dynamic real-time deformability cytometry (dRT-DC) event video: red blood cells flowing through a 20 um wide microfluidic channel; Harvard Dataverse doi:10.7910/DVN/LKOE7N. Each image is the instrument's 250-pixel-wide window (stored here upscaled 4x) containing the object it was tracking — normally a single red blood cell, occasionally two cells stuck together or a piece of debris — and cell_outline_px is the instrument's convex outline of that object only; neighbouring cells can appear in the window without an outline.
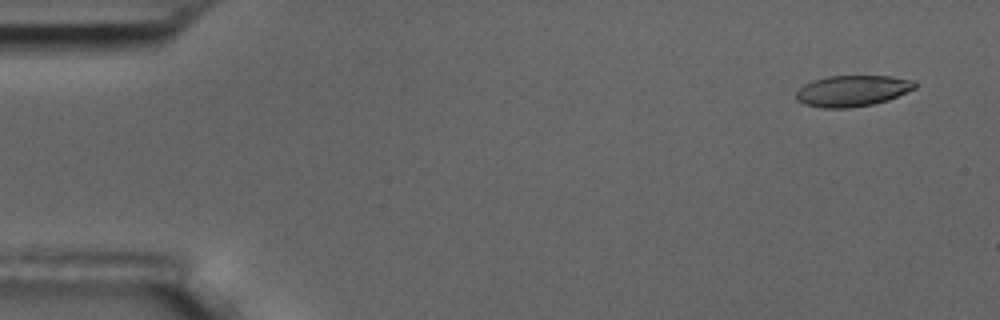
{"species": "common noctule bat (a hibernating species)", "species_latin": "Nyctalus noctula", "temperature_condition": "room temperature", "stored_images_in_passage": 6, "camera_frame_rate_fps": 3000, "um_per_image_px": 0.085, "animal": {"sex": "male", "body_mass_g": 17.5, "forearm_length_mm": 52.3}, "frame": {"image": 1, "passage_image": 1, "time_ms": 0.0, "image_size_px": [1000, 320], "cell_outline_px": [[916, 88], [888, 100], [872, 104], [848, 108], [824, 108], [804, 104], [796, 100], [796, 92], [804, 84], [812, 80], [828, 76], [892, 76], [916, 80]], "centroid_in_image_um": [72.46, 7.71], "position_along_channel_um": 12.5, "area_um2": 21.62}}
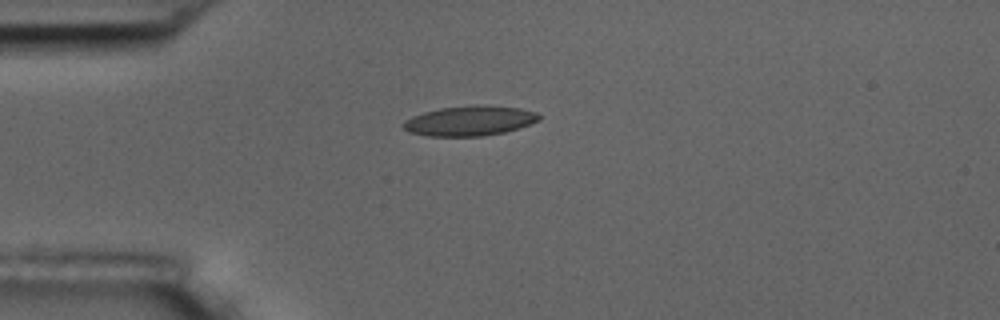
{"frame": {"image": 2, "passage_image": 4, "time_ms": 3.667, "image_size_px": [1000, 320], "cell_outline_px": [[540, 120], [504, 132], [480, 136], [428, 136], [408, 132], [404, 128], [404, 120], [412, 116], [424, 112], [440, 108], [476, 104], [520, 108], [536, 112], [540, 116]], "centroid_in_image_um": [39.9, 10.26], "position_along_channel_um": 45.1, "area_um2": 23.52}}